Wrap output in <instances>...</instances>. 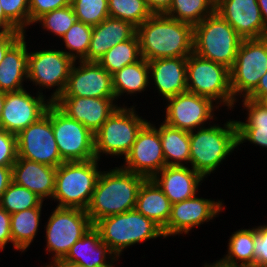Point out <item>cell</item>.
<instances>
[{
    "instance_id": "cell-1",
    "label": "cell",
    "mask_w": 267,
    "mask_h": 267,
    "mask_svg": "<svg viewBox=\"0 0 267 267\" xmlns=\"http://www.w3.org/2000/svg\"><path fill=\"white\" fill-rule=\"evenodd\" d=\"M141 56L147 60L188 57L193 53L194 26L164 14H153L137 27Z\"/></svg>"
},
{
    "instance_id": "cell-2",
    "label": "cell",
    "mask_w": 267,
    "mask_h": 267,
    "mask_svg": "<svg viewBox=\"0 0 267 267\" xmlns=\"http://www.w3.org/2000/svg\"><path fill=\"white\" fill-rule=\"evenodd\" d=\"M145 179L120 166L102 170L86 209L92 224L101 218L135 209L138 191Z\"/></svg>"
},
{
    "instance_id": "cell-3",
    "label": "cell",
    "mask_w": 267,
    "mask_h": 267,
    "mask_svg": "<svg viewBox=\"0 0 267 267\" xmlns=\"http://www.w3.org/2000/svg\"><path fill=\"white\" fill-rule=\"evenodd\" d=\"M208 125L189 132L190 164L204 178L213 173L238 147L237 125L235 120Z\"/></svg>"
},
{
    "instance_id": "cell-4",
    "label": "cell",
    "mask_w": 267,
    "mask_h": 267,
    "mask_svg": "<svg viewBox=\"0 0 267 267\" xmlns=\"http://www.w3.org/2000/svg\"><path fill=\"white\" fill-rule=\"evenodd\" d=\"M99 160L64 162L56 168L52 200L57 207L86 210L92 199L101 170Z\"/></svg>"
},
{
    "instance_id": "cell-5",
    "label": "cell",
    "mask_w": 267,
    "mask_h": 267,
    "mask_svg": "<svg viewBox=\"0 0 267 267\" xmlns=\"http://www.w3.org/2000/svg\"><path fill=\"white\" fill-rule=\"evenodd\" d=\"M93 226L99 231L102 242L118 258L127 247L158 237L164 238L162 229L136 209L101 218Z\"/></svg>"
},
{
    "instance_id": "cell-6",
    "label": "cell",
    "mask_w": 267,
    "mask_h": 267,
    "mask_svg": "<svg viewBox=\"0 0 267 267\" xmlns=\"http://www.w3.org/2000/svg\"><path fill=\"white\" fill-rule=\"evenodd\" d=\"M243 38L217 12L194 25L193 52L231 69Z\"/></svg>"
},
{
    "instance_id": "cell-7",
    "label": "cell",
    "mask_w": 267,
    "mask_h": 267,
    "mask_svg": "<svg viewBox=\"0 0 267 267\" xmlns=\"http://www.w3.org/2000/svg\"><path fill=\"white\" fill-rule=\"evenodd\" d=\"M135 106H118L94 134L95 158L102 155L125 156L133 146L141 128L148 122L137 114ZM102 154V155H101Z\"/></svg>"
},
{
    "instance_id": "cell-8",
    "label": "cell",
    "mask_w": 267,
    "mask_h": 267,
    "mask_svg": "<svg viewBox=\"0 0 267 267\" xmlns=\"http://www.w3.org/2000/svg\"><path fill=\"white\" fill-rule=\"evenodd\" d=\"M187 92L211 99L219 107L233 110L237 101L230 85V69L191 53L187 57Z\"/></svg>"
},
{
    "instance_id": "cell-9",
    "label": "cell",
    "mask_w": 267,
    "mask_h": 267,
    "mask_svg": "<svg viewBox=\"0 0 267 267\" xmlns=\"http://www.w3.org/2000/svg\"><path fill=\"white\" fill-rule=\"evenodd\" d=\"M55 209V210H54ZM53 209L45 227L46 254L51 253V262L43 267H50L63 259L72 245L81 239L93 224L86 210L77 208Z\"/></svg>"
},
{
    "instance_id": "cell-10",
    "label": "cell",
    "mask_w": 267,
    "mask_h": 267,
    "mask_svg": "<svg viewBox=\"0 0 267 267\" xmlns=\"http://www.w3.org/2000/svg\"><path fill=\"white\" fill-rule=\"evenodd\" d=\"M267 72V37L243 39L236 60L230 69V85L233 98L238 102L246 98Z\"/></svg>"
},
{
    "instance_id": "cell-11",
    "label": "cell",
    "mask_w": 267,
    "mask_h": 267,
    "mask_svg": "<svg viewBox=\"0 0 267 267\" xmlns=\"http://www.w3.org/2000/svg\"><path fill=\"white\" fill-rule=\"evenodd\" d=\"M74 60L66 55L62 49H47L29 52V74L28 82L38 86V94L43 95V89H51V97L48 99L53 103L63 93ZM42 87V88H41ZM40 88V89H39Z\"/></svg>"
},
{
    "instance_id": "cell-12",
    "label": "cell",
    "mask_w": 267,
    "mask_h": 267,
    "mask_svg": "<svg viewBox=\"0 0 267 267\" xmlns=\"http://www.w3.org/2000/svg\"><path fill=\"white\" fill-rule=\"evenodd\" d=\"M51 123L64 162L95 159L94 134L81 122L70 118L51 103Z\"/></svg>"
},
{
    "instance_id": "cell-13",
    "label": "cell",
    "mask_w": 267,
    "mask_h": 267,
    "mask_svg": "<svg viewBox=\"0 0 267 267\" xmlns=\"http://www.w3.org/2000/svg\"><path fill=\"white\" fill-rule=\"evenodd\" d=\"M17 158L57 168L64 163L58 150L51 123V104L46 114L17 135Z\"/></svg>"
},
{
    "instance_id": "cell-14",
    "label": "cell",
    "mask_w": 267,
    "mask_h": 267,
    "mask_svg": "<svg viewBox=\"0 0 267 267\" xmlns=\"http://www.w3.org/2000/svg\"><path fill=\"white\" fill-rule=\"evenodd\" d=\"M165 101L168 103L165 106L166 114L163 122L187 132L203 128L208 122L210 125L212 120L217 118L216 116L214 118V111L219 109V106L211 99L197 94L181 93Z\"/></svg>"
},
{
    "instance_id": "cell-15",
    "label": "cell",
    "mask_w": 267,
    "mask_h": 267,
    "mask_svg": "<svg viewBox=\"0 0 267 267\" xmlns=\"http://www.w3.org/2000/svg\"><path fill=\"white\" fill-rule=\"evenodd\" d=\"M123 159L125 162L121 168L146 179L153 178L166 166L159 131L150 121L138 132L133 146Z\"/></svg>"
},
{
    "instance_id": "cell-16",
    "label": "cell",
    "mask_w": 267,
    "mask_h": 267,
    "mask_svg": "<svg viewBox=\"0 0 267 267\" xmlns=\"http://www.w3.org/2000/svg\"><path fill=\"white\" fill-rule=\"evenodd\" d=\"M35 94L34 97L25 89L5 93L0 128L18 135L44 116L52 102L46 99L45 94Z\"/></svg>"
},
{
    "instance_id": "cell-17",
    "label": "cell",
    "mask_w": 267,
    "mask_h": 267,
    "mask_svg": "<svg viewBox=\"0 0 267 267\" xmlns=\"http://www.w3.org/2000/svg\"><path fill=\"white\" fill-rule=\"evenodd\" d=\"M223 204L221 200L205 199L197 195L172 204L168 223L162 230L164 238L188 234L192 228L215 219L223 212Z\"/></svg>"
},
{
    "instance_id": "cell-18",
    "label": "cell",
    "mask_w": 267,
    "mask_h": 267,
    "mask_svg": "<svg viewBox=\"0 0 267 267\" xmlns=\"http://www.w3.org/2000/svg\"><path fill=\"white\" fill-rule=\"evenodd\" d=\"M61 96L115 98L112 75L98 62L75 61Z\"/></svg>"
},
{
    "instance_id": "cell-19",
    "label": "cell",
    "mask_w": 267,
    "mask_h": 267,
    "mask_svg": "<svg viewBox=\"0 0 267 267\" xmlns=\"http://www.w3.org/2000/svg\"><path fill=\"white\" fill-rule=\"evenodd\" d=\"M215 12L243 39L267 37L257 0H217Z\"/></svg>"
},
{
    "instance_id": "cell-20",
    "label": "cell",
    "mask_w": 267,
    "mask_h": 267,
    "mask_svg": "<svg viewBox=\"0 0 267 267\" xmlns=\"http://www.w3.org/2000/svg\"><path fill=\"white\" fill-rule=\"evenodd\" d=\"M115 99L60 96L53 103L67 116L81 122L95 134L118 107Z\"/></svg>"
},
{
    "instance_id": "cell-21",
    "label": "cell",
    "mask_w": 267,
    "mask_h": 267,
    "mask_svg": "<svg viewBox=\"0 0 267 267\" xmlns=\"http://www.w3.org/2000/svg\"><path fill=\"white\" fill-rule=\"evenodd\" d=\"M148 64L150 85H155L163 100L187 92V57L155 59Z\"/></svg>"
},
{
    "instance_id": "cell-22",
    "label": "cell",
    "mask_w": 267,
    "mask_h": 267,
    "mask_svg": "<svg viewBox=\"0 0 267 267\" xmlns=\"http://www.w3.org/2000/svg\"><path fill=\"white\" fill-rule=\"evenodd\" d=\"M170 200L171 204L197 195L205 178L189 166H165L152 178Z\"/></svg>"
},
{
    "instance_id": "cell-23",
    "label": "cell",
    "mask_w": 267,
    "mask_h": 267,
    "mask_svg": "<svg viewBox=\"0 0 267 267\" xmlns=\"http://www.w3.org/2000/svg\"><path fill=\"white\" fill-rule=\"evenodd\" d=\"M12 181L29 189L43 201L50 200L55 191L56 168L25 158H17L12 166Z\"/></svg>"
},
{
    "instance_id": "cell-24",
    "label": "cell",
    "mask_w": 267,
    "mask_h": 267,
    "mask_svg": "<svg viewBox=\"0 0 267 267\" xmlns=\"http://www.w3.org/2000/svg\"><path fill=\"white\" fill-rule=\"evenodd\" d=\"M136 34L137 27L132 23L107 17L100 24L93 26L87 62H98L112 47L129 40Z\"/></svg>"
},
{
    "instance_id": "cell-25",
    "label": "cell",
    "mask_w": 267,
    "mask_h": 267,
    "mask_svg": "<svg viewBox=\"0 0 267 267\" xmlns=\"http://www.w3.org/2000/svg\"><path fill=\"white\" fill-rule=\"evenodd\" d=\"M61 260L76 262L85 267H115L114 262L119 261V258L102 242L99 231L93 226L72 245Z\"/></svg>"
},
{
    "instance_id": "cell-26",
    "label": "cell",
    "mask_w": 267,
    "mask_h": 267,
    "mask_svg": "<svg viewBox=\"0 0 267 267\" xmlns=\"http://www.w3.org/2000/svg\"><path fill=\"white\" fill-rule=\"evenodd\" d=\"M23 34L6 52L0 64V91L16 92L24 88L29 74V49Z\"/></svg>"
},
{
    "instance_id": "cell-27",
    "label": "cell",
    "mask_w": 267,
    "mask_h": 267,
    "mask_svg": "<svg viewBox=\"0 0 267 267\" xmlns=\"http://www.w3.org/2000/svg\"><path fill=\"white\" fill-rule=\"evenodd\" d=\"M171 202L156 182L145 179L140 186L135 209L156 223L162 230L168 223L171 213Z\"/></svg>"
},
{
    "instance_id": "cell-28",
    "label": "cell",
    "mask_w": 267,
    "mask_h": 267,
    "mask_svg": "<svg viewBox=\"0 0 267 267\" xmlns=\"http://www.w3.org/2000/svg\"><path fill=\"white\" fill-rule=\"evenodd\" d=\"M243 109L247 111L246 121H236L238 146L249 141L255 146L267 149V111L256 101L242 98Z\"/></svg>"
},
{
    "instance_id": "cell-29",
    "label": "cell",
    "mask_w": 267,
    "mask_h": 267,
    "mask_svg": "<svg viewBox=\"0 0 267 267\" xmlns=\"http://www.w3.org/2000/svg\"><path fill=\"white\" fill-rule=\"evenodd\" d=\"M160 134L166 166H185L190 163L189 132L169 126L165 122L152 124Z\"/></svg>"
},
{
    "instance_id": "cell-30",
    "label": "cell",
    "mask_w": 267,
    "mask_h": 267,
    "mask_svg": "<svg viewBox=\"0 0 267 267\" xmlns=\"http://www.w3.org/2000/svg\"><path fill=\"white\" fill-rule=\"evenodd\" d=\"M150 86L149 64L143 57L112 74V87L116 100L123 94L134 95Z\"/></svg>"
},
{
    "instance_id": "cell-31",
    "label": "cell",
    "mask_w": 267,
    "mask_h": 267,
    "mask_svg": "<svg viewBox=\"0 0 267 267\" xmlns=\"http://www.w3.org/2000/svg\"><path fill=\"white\" fill-rule=\"evenodd\" d=\"M43 202L35 208L11 214L10 228L13 248L24 252L38 233Z\"/></svg>"
},
{
    "instance_id": "cell-32",
    "label": "cell",
    "mask_w": 267,
    "mask_h": 267,
    "mask_svg": "<svg viewBox=\"0 0 267 267\" xmlns=\"http://www.w3.org/2000/svg\"><path fill=\"white\" fill-rule=\"evenodd\" d=\"M227 246V254L219 259L221 262L230 266L254 267V227L232 233Z\"/></svg>"
},
{
    "instance_id": "cell-33",
    "label": "cell",
    "mask_w": 267,
    "mask_h": 267,
    "mask_svg": "<svg viewBox=\"0 0 267 267\" xmlns=\"http://www.w3.org/2000/svg\"><path fill=\"white\" fill-rule=\"evenodd\" d=\"M142 58L138 35L118 43L108 50L98 63L109 73L114 74L124 66L135 63Z\"/></svg>"
},
{
    "instance_id": "cell-34",
    "label": "cell",
    "mask_w": 267,
    "mask_h": 267,
    "mask_svg": "<svg viewBox=\"0 0 267 267\" xmlns=\"http://www.w3.org/2000/svg\"><path fill=\"white\" fill-rule=\"evenodd\" d=\"M215 5L214 0H173L164 15L194 26L213 14Z\"/></svg>"
},
{
    "instance_id": "cell-35",
    "label": "cell",
    "mask_w": 267,
    "mask_h": 267,
    "mask_svg": "<svg viewBox=\"0 0 267 267\" xmlns=\"http://www.w3.org/2000/svg\"><path fill=\"white\" fill-rule=\"evenodd\" d=\"M92 31L93 26L76 20L61 37L66 48L62 51L74 61L87 62V53L90 47Z\"/></svg>"
},
{
    "instance_id": "cell-36",
    "label": "cell",
    "mask_w": 267,
    "mask_h": 267,
    "mask_svg": "<svg viewBox=\"0 0 267 267\" xmlns=\"http://www.w3.org/2000/svg\"><path fill=\"white\" fill-rule=\"evenodd\" d=\"M108 10L109 17L128 21L135 27L153 15L145 0H108Z\"/></svg>"
},
{
    "instance_id": "cell-37",
    "label": "cell",
    "mask_w": 267,
    "mask_h": 267,
    "mask_svg": "<svg viewBox=\"0 0 267 267\" xmlns=\"http://www.w3.org/2000/svg\"><path fill=\"white\" fill-rule=\"evenodd\" d=\"M42 202L44 201L35 193L12 181L2 195L0 206L8 213L13 214L38 207Z\"/></svg>"
},
{
    "instance_id": "cell-38",
    "label": "cell",
    "mask_w": 267,
    "mask_h": 267,
    "mask_svg": "<svg viewBox=\"0 0 267 267\" xmlns=\"http://www.w3.org/2000/svg\"><path fill=\"white\" fill-rule=\"evenodd\" d=\"M76 20L74 9L72 5H69L43 14L34 24L39 23L43 30H47L55 36H59L58 38H61Z\"/></svg>"
},
{
    "instance_id": "cell-39",
    "label": "cell",
    "mask_w": 267,
    "mask_h": 267,
    "mask_svg": "<svg viewBox=\"0 0 267 267\" xmlns=\"http://www.w3.org/2000/svg\"><path fill=\"white\" fill-rule=\"evenodd\" d=\"M76 19L95 26L109 17L108 0H71Z\"/></svg>"
},
{
    "instance_id": "cell-40",
    "label": "cell",
    "mask_w": 267,
    "mask_h": 267,
    "mask_svg": "<svg viewBox=\"0 0 267 267\" xmlns=\"http://www.w3.org/2000/svg\"><path fill=\"white\" fill-rule=\"evenodd\" d=\"M0 3L5 16L26 34L30 26L29 0H0Z\"/></svg>"
},
{
    "instance_id": "cell-41",
    "label": "cell",
    "mask_w": 267,
    "mask_h": 267,
    "mask_svg": "<svg viewBox=\"0 0 267 267\" xmlns=\"http://www.w3.org/2000/svg\"><path fill=\"white\" fill-rule=\"evenodd\" d=\"M17 157V135L0 128V166L12 167Z\"/></svg>"
},
{
    "instance_id": "cell-42",
    "label": "cell",
    "mask_w": 267,
    "mask_h": 267,
    "mask_svg": "<svg viewBox=\"0 0 267 267\" xmlns=\"http://www.w3.org/2000/svg\"><path fill=\"white\" fill-rule=\"evenodd\" d=\"M71 5V0H29L30 25L43 14Z\"/></svg>"
},
{
    "instance_id": "cell-43",
    "label": "cell",
    "mask_w": 267,
    "mask_h": 267,
    "mask_svg": "<svg viewBox=\"0 0 267 267\" xmlns=\"http://www.w3.org/2000/svg\"><path fill=\"white\" fill-rule=\"evenodd\" d=\"M254 267H267V224L254 227Z\"/></svg>"
},
{
    "instance_id": "cell-44",
    "label": "cell",
    "mask_w": 267,
    "mask_h": 267,
    "mask_svg": "<svg viewBox=\"0 0 267 267\" xmlns=\"http://www.w3.org/2000/svg\"><path fill=\"white\" fill-rule=\"evenodd\" d=\"M10 220L11 214L0 206V251H2L8 243H12Z\"/></svg>"
},
{
    "instance_id": "cell-45",
    "label": "cell",
    "mask_w": 267,
    "mask_h": 267,
    "mask_svg": "<svg viewBox=\"0 0 267 267\" xmlns=\"http://www.w3.org/2000/svg\"><path fill=\"white\" fill-rule=\"evenodd\" d=\"M21 31H0V64L7 50L23 35Z\"/></svg>"
},
{
    "instance_id": "cell-46",
    "label": "cell",
    "mask_w": 267,
    "mask_h": 267,
    "mask_svg": "<svg viewBox=\"0 0 267 267\" xmlns=\"http://www.w3.org/2000/svg\"><path fill=\"white\" fill-rule=\"evenodd\" d=\"M173 0H145L146 5L153 14H165Z\"/></svg>"
},
{
    "instance_id": "cell-47",
    "label": "cell",
    "mask_w": 267,
    "mask_h": 267,
    "mask_svg": "<svg viewBox=\"0 0 267 267\" xmlns=\"http://www.w3.org/2000/svg\"><path fill=\"white\" fill-rule=\"evenodd\" d=\"M12 182V167L0 166V200L3 193Z\"/></svg>"
},
{
    "instance_id": "cell-48",
    "label": "cell",
    "mask_w": 267,
    "mask_h": 267,
    "mask_svg": "<svg viewBox=\"0 0 267 267\" xmlns=\"http://www.w3.org/2000/svg\"><path fill=\"white\" fill-rule=\"evenodd\" d=\"M263 95H267V72L261 77L257 87L246 98L256 101Z\"/></svg>"
},
{
    "instance_id": "cell-49",
    "label": "cell",
    "mask_w": 267,
    "mask_h": 267,
    "mask_svg": "<svg viewBox=\"0 0 267 267\" xmlns=\"http://www.w3.org/2000/svg\"><path fill=\"white\" fill-rule=\"evenodd\" d=\"M0 31H20L4 14L0 3Z\"/></svg>"
},
{
    "instance_id": "cell-50",
    "label": "cell",
    "mask_w": 267,
    "mask_h": 267,
    "mask_svg": "<svg viewBox=\"0 0 267 267\" xmlns=\"http://www.w3.org/2000/svg\"><path fill=\"white\" fill-rule=\"evenodd\" d=\"M257 2L261 11L265 30L267 31V0H257Z\"/></svg>"
},
{
    "instance_id": "cell-51",
    "label": "cell",
    "mask_w": 267,
    "mask_h": 267,
    "mask_svg": "<svg viewBox=\"0 0 267 267\" xmlns=\"http://www.w3.org/2000/svg\"><path fill=\"white\" fill-rule=\"evenodd\" d=\"M50 267H85L79 263L76 262H70V261H65V260H59L56 261L53 265Z\"/></svg>"
},
{
    "instance_id": "cell-52",
    "label": "cell",
    "mask_w": 267,
    "mask_h": 267,
    "mask_svg": "<svg viewBox=\"0 0 267 267\" xmlns=\"http://www.w3.org/2000/svg\"><path fill=\"white\" fill-rule=\"evenodd\" d=\"M204 267H239V266H230V265L224 264L220 260H216V262L214 261L211 264L206 263Z\"/></svg>"
},
{
    "instance_id": "cell-53",
    "label": "cell",
    "mask_w": 267,
    "mask_h": 267,
    "mask_svg": "<svg viewBox=\"0 0 267 267\" xmlns=\"http://www.w3.org/2000/svg\"><path fill=\"white\" fill-rule=\"evenodd\" d=\"M256 102L267 111V95L260 96Z\"/></svg>"
},
{
    "instance_id": "cell-54",
    "label": "cell",
    "mask_w": 267,
    "mask_h": 267,
    "mask_svg": "<svg viewBox=\"0 0 267 267\" xmlns=\"http://www.w3.org/2000/svg\"><path fill=\"white\" fill-rule=\"evenodd\" d=\"M5 93L0 91V119L2 116V110L4 107Z\"/></svg>"
}]
</instances>
